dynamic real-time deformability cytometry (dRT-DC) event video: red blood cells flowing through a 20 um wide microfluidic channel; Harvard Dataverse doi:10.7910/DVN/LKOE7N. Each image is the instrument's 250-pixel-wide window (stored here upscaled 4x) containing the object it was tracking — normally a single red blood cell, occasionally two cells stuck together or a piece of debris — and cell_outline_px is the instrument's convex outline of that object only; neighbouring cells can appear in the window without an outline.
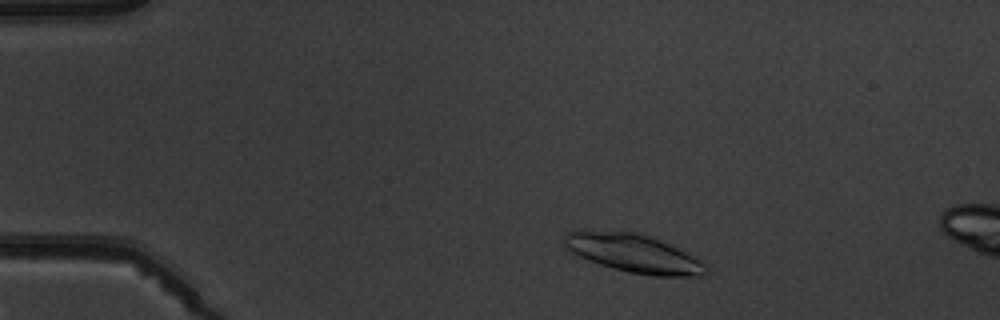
{"species": "common noctule bat (a hibernating species)", "species_latin": "Nyctalus noctula", "temperature_condition": "warm", "stored_images_in_passage": 5, "camera_frame_rate_fps": 3000, "um_per_image_px": 0.085, "animal": {"sex": "male", "body_mass_g": 19.5, "forearm_length_mm": 54.6}, "frame": {"image": 1, "passage_image": 2, "time_ms": 1.333, "image_size_px": [1000, 320], "cell_outline_px": [[708, 272], [704, 276], [652, 276], [628, 272], [612, 268], [588, 260], [564, 248], [564, 236], [572, 228], [584, 228], [636, 232], [652, 236], [696, 256], [708, 268]], "centroid_in_image_um": [53.81, 21.49], "position_along_channel_um": 31.2, "area_um2": 32.6}}